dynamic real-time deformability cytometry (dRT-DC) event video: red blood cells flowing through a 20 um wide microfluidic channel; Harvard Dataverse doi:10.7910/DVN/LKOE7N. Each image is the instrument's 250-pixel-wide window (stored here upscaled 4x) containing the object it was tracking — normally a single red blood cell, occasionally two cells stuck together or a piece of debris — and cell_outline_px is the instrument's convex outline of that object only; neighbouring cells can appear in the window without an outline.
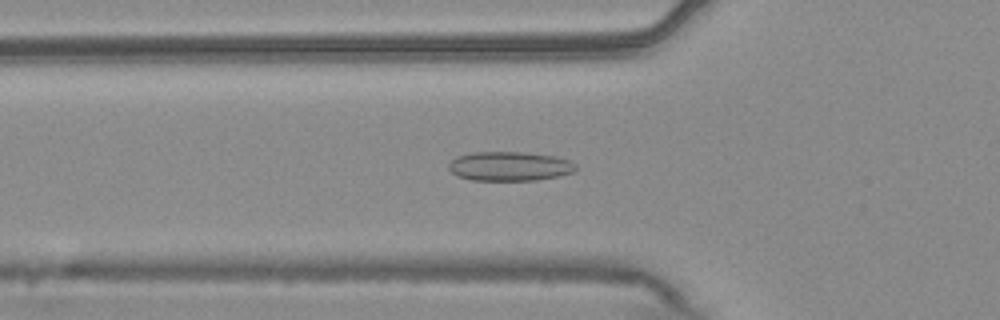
{"species": "common noctule bat (a hibernating species)", "species_latin": "Nyctalus noctula", "temperature_condition": "warm", "stored_images_in_passage": 23, "camera_frame_rate_fps": 3000, "um_per_image_px": 0.085, "animal": {"sex": "male", "body_mass_g": 20.4}, "frame": {"image": 1, "passage_image": 6, "time_ms": 1.667, "image_size_px": [1000, 320], "cell_outline_px": [[576, 168], [572, 172], [560, 176], [536, 180], [472, 180], [456, 176], [448, 168], [448, 164], [456, 156], [476, 152], [520, 152], [556, 156], [568, 160], [576, 164]], "centroid_in_image_um": [43.3, 14.13], "position_along_channel_um": 82.5, "area_um2": 21.68}}
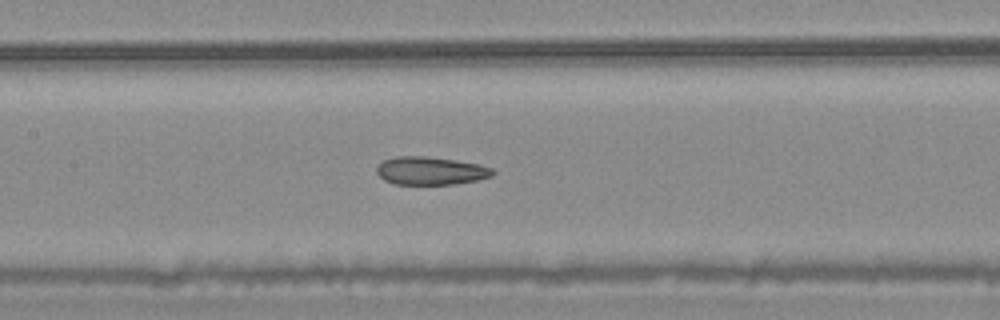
{"frame": {"image": 2, "passage_image": 13, "time_ms": 4.0, "image_size_px": [1000, 320], "cell_outline_px": [[496, 172], [492, 176], [476, 180], [456, 184], [392, 184], [384, 180], [376, 172], [376, 168], [384, 160], [396, 156], [424, 156], [456, 160], [480, 164], [492, 168]], "centroid_in_image_um": [36.61, 14.52], "position_along_channel_um": 170.8, "area_um2": 19.02}}
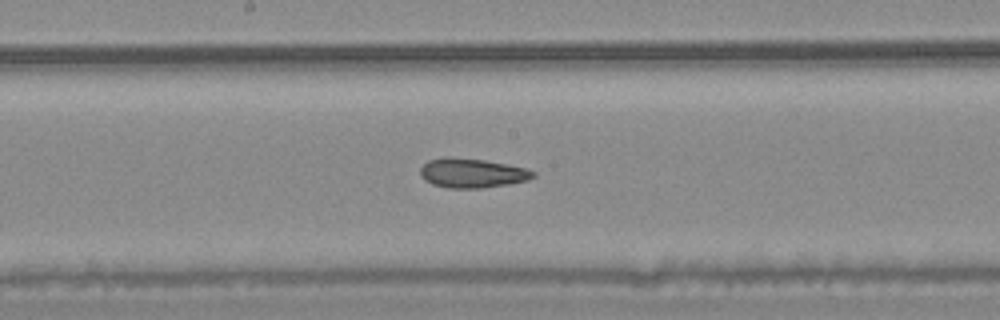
{"frame": {"image": 3, "passage_image": 16, "time_ms": 5.0, "image_size_px": [1000, 320], "cell_outline_px": [[536, 176], [528, 180], [508, 184], [480, 188], [448, 188], [432, 184], [424, 180], [420, 176], [420, 168], [428, 160], [448, 156], [484, 160], [524, 168], [536, 172]], "centroid_in_image_um": [40.09, 14.71], "position_along_channel_um": 208.1, "area_um2": 19.31}}